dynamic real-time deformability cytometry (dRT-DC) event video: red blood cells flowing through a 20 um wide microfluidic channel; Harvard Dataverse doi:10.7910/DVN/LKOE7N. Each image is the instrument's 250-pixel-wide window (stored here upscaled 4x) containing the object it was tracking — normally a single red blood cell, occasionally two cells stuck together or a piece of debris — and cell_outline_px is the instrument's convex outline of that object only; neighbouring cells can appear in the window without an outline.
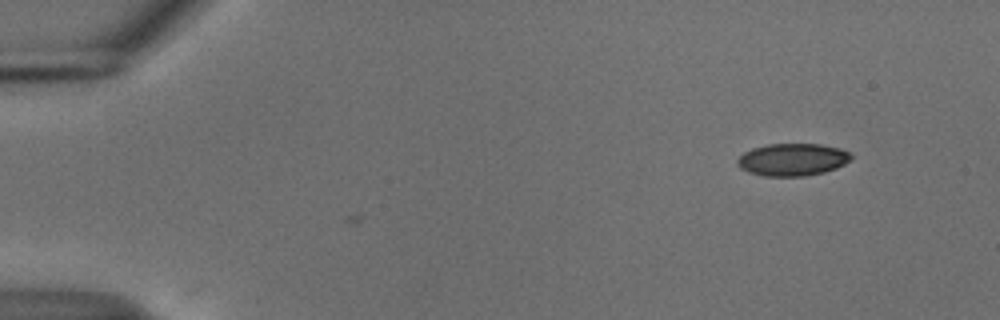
{"species": "common noctule bat (a hibernating species)", "species_latin": "Nyctalus noctula", "temperature_condition": "cold", "stored_images_in_passage": 2, "camera_frame_rate_fps": 3000, "um_per_image_px": 0.085, "animal": {"sex": "male", "body_mass_g": 18.8}, "frame": {"image": 1, "passage_image": 2, "time_ms": 0.333, "image_size_px": [1000, 320], "cell_outline_px": [[852, 156], [844, 164], [836, 168], [824, 172], [804, 176], [764, 176], [748, 172], [740, 168], [736, 164], [736, 160], [744, 152], [752, 148], [768, 144], [820, 144], [840, 148], [848, 152]], "centroid_in_image_um": [67.32, 13.56], "position_along_channel_um": 17.7, "area_um2": 21.44}}